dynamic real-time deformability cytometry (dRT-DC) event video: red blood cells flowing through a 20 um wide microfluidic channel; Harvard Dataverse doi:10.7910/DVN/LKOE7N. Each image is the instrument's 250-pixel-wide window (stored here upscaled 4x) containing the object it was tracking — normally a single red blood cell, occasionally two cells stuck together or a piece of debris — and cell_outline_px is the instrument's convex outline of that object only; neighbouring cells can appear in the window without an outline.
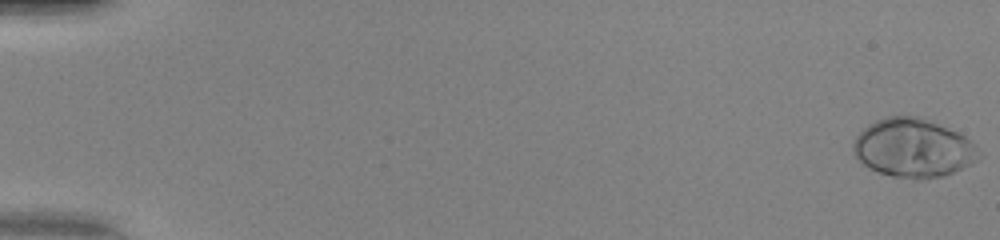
{"species": "human", "species_latin": "Homo sapiens", "temperature_condition": "warm", "stored_images_in_passage": 51, "camera_frame_rate_fps": 3000, "um_per_image_px": 0.085, "donor": {"sex": "female"}, "frame": {"image": 1, "passage_image": 1, "time_ms": 0.0, "image_size_px": [1000, 240], "cell_outline_px": [[980, 156], [972, 164], [944, 176], [924, 180], [916, 180], [892, 176], [876, 172], [868, 168], [856, 156], [852, 148], [852, 144], [856, 136], [868, 124], [876, 120], [888, 116], [916, 116], [956, 132], [964, 136], [976, 144]], "centroid_in_image_um": [77.61, 12.61], "position_along_channel_um": 7.4, "area_um2": 42.89}}
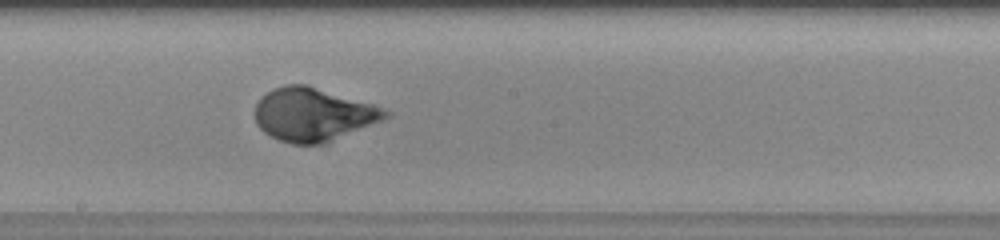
{"frame": {"image": 2, "passage_image": 30, "time_ms": 9.667, "image_size_px": [1000, 240], "cell_outline_px": [[392, 116], [384, 120], [324, 144], [292, 144], [280, 140], [264, 132], [256, 124], [256, 104], [268, 92], [284, 84], [308, 84], [372, 104], [392, 112]], "centroid_in_image_um": [26.67, 9.73], "position_along_channel_um": 221.5, "area_um2": 40.46}}
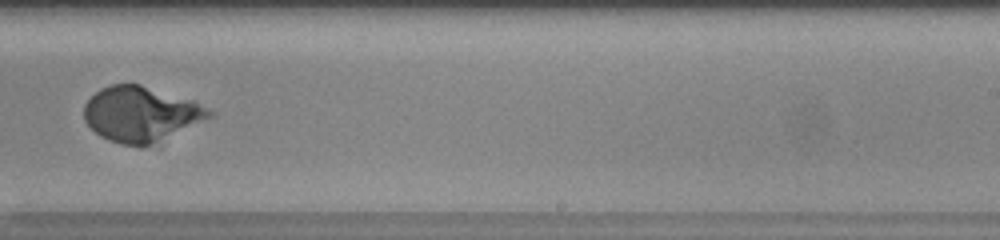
{"frame": {"image": 3, "passage_image": 34, "time_ms": 11.0, "image_size_px": [1000, 240], "cell_outline_px": [[216, 116], [140, 148], [120, 144], [108, 140], [100, 136], [84, 120], [84, 104], [100, 88], [112, 84], [140, 84], [196, 100], [216, 112]], "centroid_in_image_um": [12.02, 9.68], "position_along_channel_um": 277.0, "area_um2": 40.58}, "authors_computed_cell_mechanics": {"area_um2": 39.9398, "velocity_mm_per_s": 4.1772, "shape_relaxation_time_tau1_ms": 4.3522, "shape_relaxation_time_tau2_ms": null, "deformation_change_tau1": 0.2324, "deformation_change_tau2": null}}